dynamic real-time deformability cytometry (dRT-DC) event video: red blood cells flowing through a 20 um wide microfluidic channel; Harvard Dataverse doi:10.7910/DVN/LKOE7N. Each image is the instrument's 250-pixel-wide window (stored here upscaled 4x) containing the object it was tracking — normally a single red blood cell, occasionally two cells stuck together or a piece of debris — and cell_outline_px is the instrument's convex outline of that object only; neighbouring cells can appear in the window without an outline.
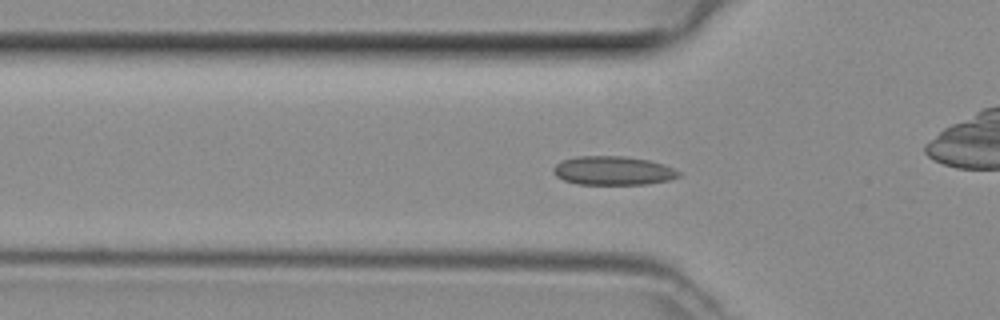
{"species": "common noctule bat (a hibernating species)", "species_latin": "Nyctalus noctula", "temperature_condition": "room temperature", "stored_images_in_passage": 48, "camera_frame_rate_fps": 3000, "um_per_image_px": 0.085, "animal": {"sex": "female", "body_mass_g": 29.2, "forearm_length_mm": 56.3}, "frame": {"image": 1, "passage_image": 15, "time_ms": 4.667, "image_size_px": [1000, 320], "cell_outline_px": [[680, 176], [668, 180], [648, 184], [576, 184], [564, 180], [556, 176], [552, 172], [552, 168], [560, 160], [576, 156], [624, 156], [648, 160], [664, 164], [680, 172]], "centroid_in_image_um": [52.06, 14.5], "position_along_channel_um": 73.7, "area_um2": 21.15}}
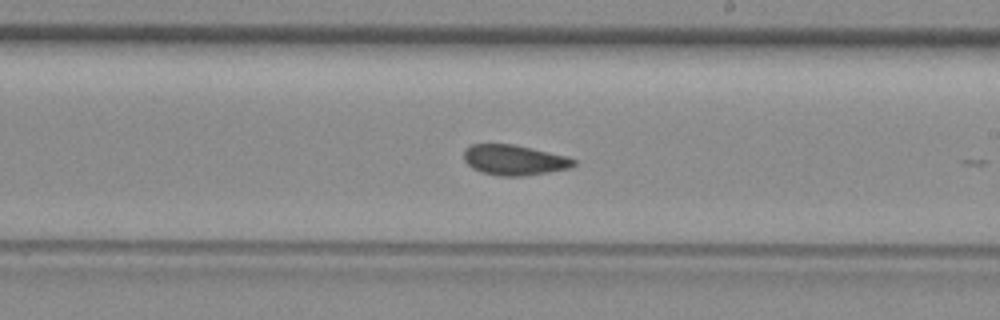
{"frame": {"image": 2, "passage_image": 27, "time_ms": 8.667, "image_size_px": [1000, 320], "cell_outline_px": [[576, 164], [568, 168], [548, 172], [524, 176], [500, 176], [480, 172], [472, 168], [464, 160], [464, 152], [472, 144], [512, 144], [568, 156], [576, 160]], "centroid_in_image_um": [43.71, 13.61], "position_along_channel_um": 245.3, "area_um2": 19.31}}
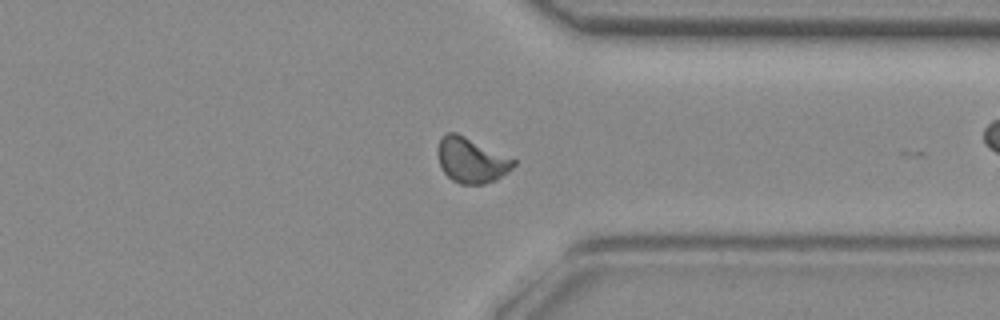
{"frame": {"image": 3, "passage_image": 36, "time_ms": 11.667, "image_size_px": [1000, 320], "cell_outline_px": [[516, 164], [508, 172], [496, 180], [484, 184], [460, 184], [452, 180], [444, 172], [440, 164], [436, 152], [436, 148], [440, 140], [448, 132], [456, 132], [516, 160]], "centroid_in_image_um": [40.05, 13.63], "position_along_channel_um": 371.3, "area_um2": 19.83}}